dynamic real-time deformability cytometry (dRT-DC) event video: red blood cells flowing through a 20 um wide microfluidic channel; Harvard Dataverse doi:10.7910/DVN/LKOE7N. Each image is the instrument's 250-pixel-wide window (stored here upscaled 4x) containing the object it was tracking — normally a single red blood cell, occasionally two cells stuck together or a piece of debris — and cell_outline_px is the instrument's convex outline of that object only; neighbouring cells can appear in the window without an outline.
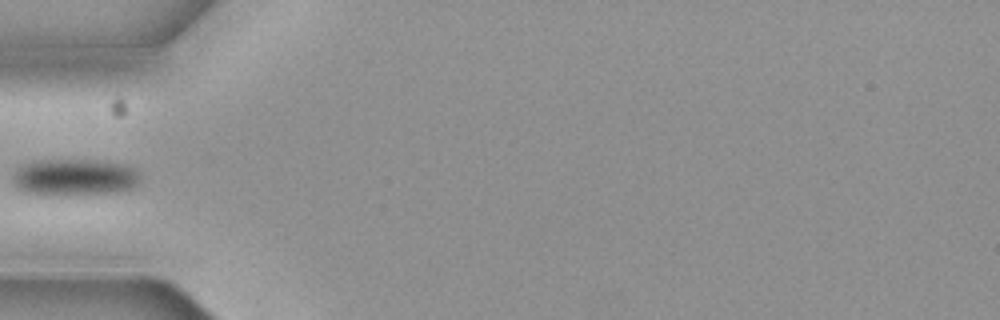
{"species": "common noctule bat (a hibernating species)", "species_latin": "Nyctalus noctula", "temperature_condition": "cold", "stored_images_in_passage": 6, "camera_frame_rate_fps": 3000, "um_per_image_px": 0.085, "animal": {"sex": "female", "body_mass_g": 19.3, "forearm_length_mm": 54.1}, "frame": {"image": 1, "passage_image": 5, "time_ms": 1.333, "image_size_px": [1000, 320], "cell_outline_px": [[140, 184], [136, 188], [116, 192], [68, 196], [28, 192], [16, 188], [12, 180], [12, 176], [16, 168], [24, 164], [36, 160], [84, 160], [124, 164], [136, 168], [140, 176]], "centroid_in_image_um": [6.37, 15.08], "position_along_channel_um": 78.6, "area_um2": 27.69}}
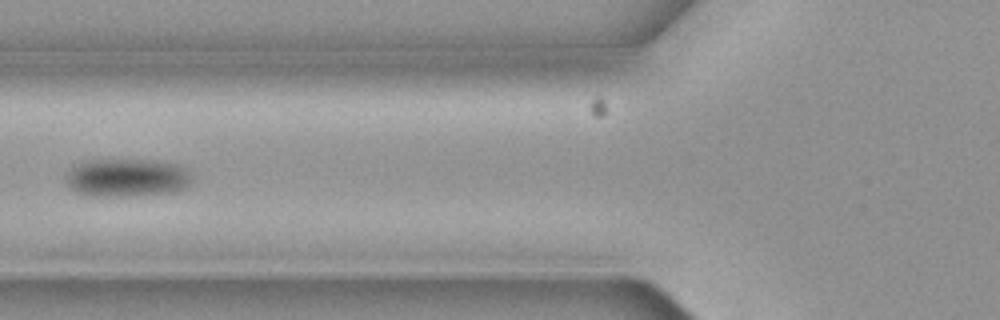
{"frame": {"image": 2, "passage_image": 6, "time_ms": 1.667, "image_size_px": [1000, 320], "cell_outline_px": [[192, 180], [184, 188], [176, 192], [124, 196], [92, 196], [76, 192], [68, 184], [64, 176], [64, 172], [72, 164], [88, 160], [156, 160], [176, 164], [192, 172]], "centroid_in_image_um": [10.75, 15.09], "position_along_channel_um": 115.0, "area_um2": 28.44}}